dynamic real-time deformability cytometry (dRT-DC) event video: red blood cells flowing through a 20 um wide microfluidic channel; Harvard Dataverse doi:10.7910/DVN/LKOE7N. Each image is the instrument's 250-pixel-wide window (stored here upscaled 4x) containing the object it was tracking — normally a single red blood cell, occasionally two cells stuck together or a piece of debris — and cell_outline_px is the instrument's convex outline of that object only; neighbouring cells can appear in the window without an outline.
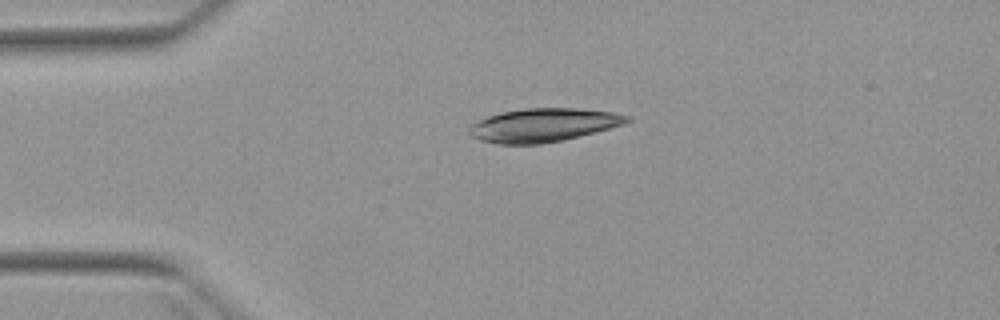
{"species": "Egyptian fruit bat (a non-hibernating species)", "species_latin": "Rousettus aegyptiacus", "temperature_condition": "warm", "stored_images_in_passage": 2, "camera_frame_rate_fps": 3000, "um_per_image_px": 0.085, "animal": {"sex": "female"}, "frame": {"image": 1, "passage_image": 1, "time_ms": 0.0, "image_size_px": [1000, 320], "cell_outline_px": [[632, 120], [624, 124], [564, 140], [540, 144], [500, 144], [480, 140], [472, 136], [468, 132], [468, 128], [472, 124], [488, 116], [500, 112], [524, 108], [576, 108], [612, 112], [632, 116]], "centroid_in_image_um": [46.19, 10.63], "position_along_channel_um": 38.8, "area_um2": 30.75}}